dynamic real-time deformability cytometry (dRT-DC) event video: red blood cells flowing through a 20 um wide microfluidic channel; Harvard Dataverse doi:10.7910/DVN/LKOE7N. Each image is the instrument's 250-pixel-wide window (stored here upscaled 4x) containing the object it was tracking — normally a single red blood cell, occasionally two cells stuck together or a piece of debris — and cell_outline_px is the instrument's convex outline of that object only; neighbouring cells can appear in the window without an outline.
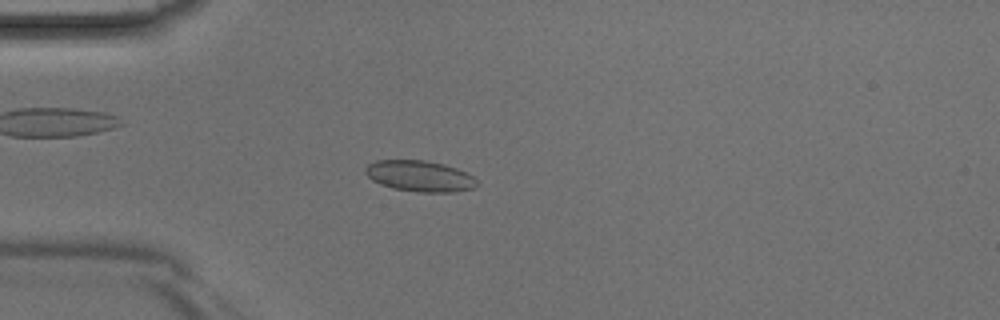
{"species": "Egyptian fruit bat (a non-hibernating species)", "species_latin": "Rousettus aegyptiacus", "temperature_condition": "room temperature", "stored_images_in_passage": 36, "camera_frame_rate_fps": 3000, "um_per_image_px": 0.085, "animal": {"sex": "male"}, "frame": {"image": 1, "passage_image": 4, "time_ms": 1.0, "image_size_px": [1000, 320], "cell_outline_px": [[480, 184], [476, 188], [452, 192], [416, 192], [392, 188], [380, 184], [372, 180], [364, 172], [364, 168], [368, 164], [376, 160], [424, 160], [444, 164], [456, 168], [472, 176]], "centroid_in_image_um": [35.67, 14.97], "position_along_channel_um": 49.3, "area_um2": 20.29}}
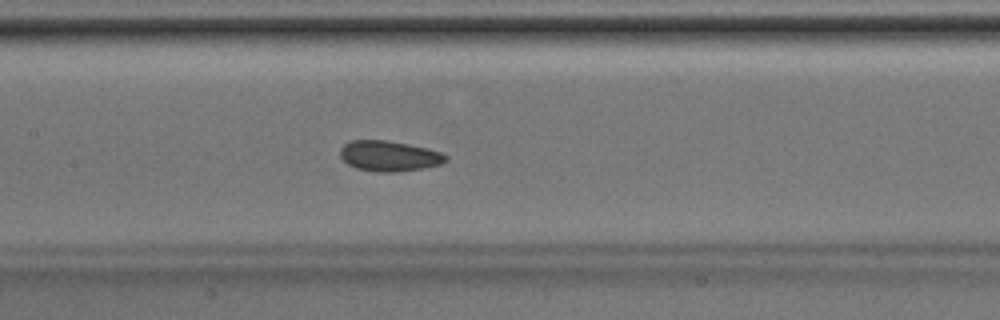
{"frame": {"image": 2, "passage_image": 13, "time_ms": 4.0, "image_size_px": [1000, 320], "cell_outline_px": [[448, 160], [440, 164], [424, 168], [396, 172], [376, 172], [356, 168], [348, 164], [340, 156], [340, 148], [348, 140], [388, 140], [428, 148], [440, 152], [448, 156]], "centroid_in_image_um": [33.07, 13.25], "position_along_channel_um": 174.3, "area_um2": 18.9}}
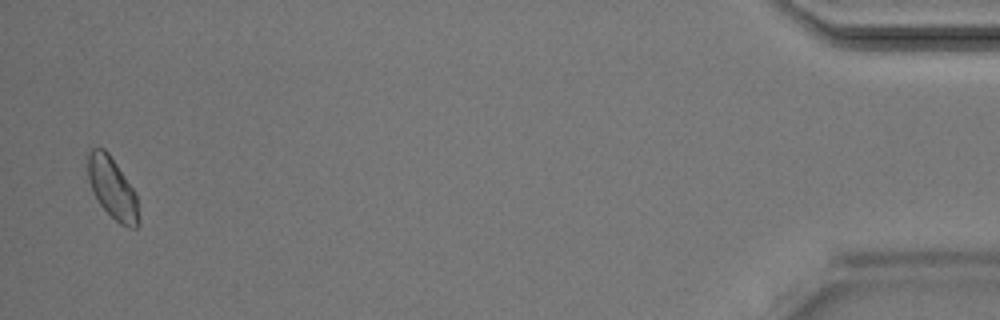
{"frame": {"image": 3, "passage_image": 35, "time_ms": 11.333, "image_size_px": [1000, 320], "cell_outline_px": [[140, 224], [136, 228], [128, 228], [120, 224], [96, 200], [88, 180], [88, 152], [92, 148], [104, 148], [108, 152], [132, 188], [136, 196]], "centroid_in_image_um": [9.54, 16.01], "position_along_channel_um": 425.7, "area_um2": 17.92}}